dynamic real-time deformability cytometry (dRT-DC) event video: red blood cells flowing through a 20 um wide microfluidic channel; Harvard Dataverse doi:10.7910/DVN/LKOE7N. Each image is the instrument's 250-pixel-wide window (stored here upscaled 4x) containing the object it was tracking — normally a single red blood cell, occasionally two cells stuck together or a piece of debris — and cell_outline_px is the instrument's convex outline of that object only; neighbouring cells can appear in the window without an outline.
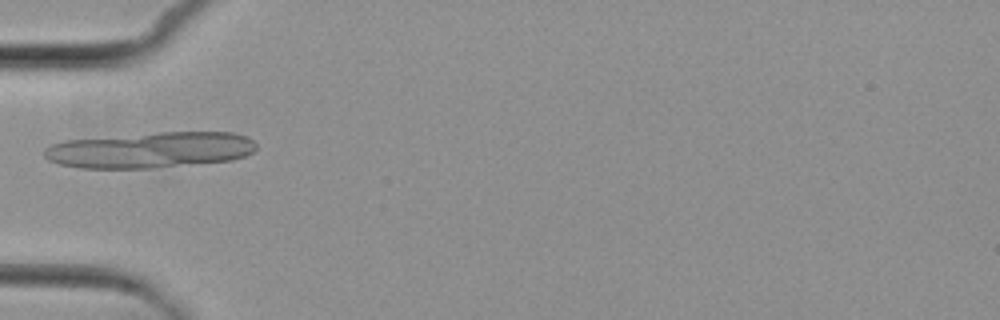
{"species": "common noctule bat (a hibernating species)", "species_latin": "Nyctalus noctula", "temperature_condition": "cold", "stored_images_in_passage": 5, "camera_frame_rate_fps": 3000, "um_per_image_px": 0.085, "animal": {"sex": "female", "body_mass_g": 29.2, "forearm_length_mm": 56.3}, "frame": {"image": 1, "passage_image": 5, "time_ms": 5.667, "image_size_px": [1000, 320], "cell_outline_px": [[256, 148], [252, 152], [244, 156], [232, 160], [156, 168], [80, 168], [60, 164], [48, 160], [44, 156], [44, 148], [52, 144], [64, 140], [160, 132], [232, 132], [248, 136], [256, 144]], "centroid_in_image_um": [12.78, 12.75], "position_along_channel_um": 72.2, "area_um2": 44.51}}